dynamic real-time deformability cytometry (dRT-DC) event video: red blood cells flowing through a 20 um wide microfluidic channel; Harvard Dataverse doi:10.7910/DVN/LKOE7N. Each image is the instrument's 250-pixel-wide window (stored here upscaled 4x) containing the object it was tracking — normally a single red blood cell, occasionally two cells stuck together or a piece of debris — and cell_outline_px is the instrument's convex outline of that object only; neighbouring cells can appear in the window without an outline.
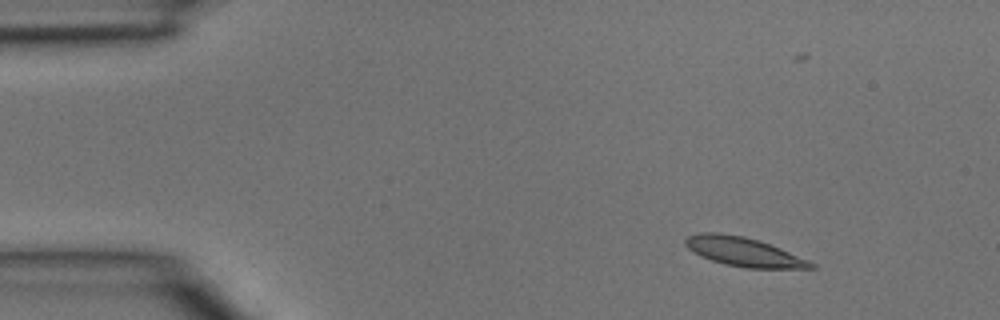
{"species": "common noctule bat (a hibernating species)", "species_latin": "Nyctalus noctula", "temperature_condition": "room temperature", "stored_images_in_passage": 3, "camera_frame_rate_fps": 3000, "um_per_image_px": 0.085, "animal": {"sex": "male", "body_mass_g": 15.6}, "frame": {"image": 1, "passage_image": 1, "time_ms": 0.0, "image_size_px": [1000, 320], "cell_outline_px": [[816, 268], [744, 268], [724, 264], [700, 256], [692, 252], [684, 244], [684, 240], [688, 236], [700, 232], [716, 232], [744, 236], [780, 248], [808, 260], [816, 264]], "centroid_in_image_um": [63.17, 21.4], "position_along_channel_um": 21.8, "area_um2": 21.15}}
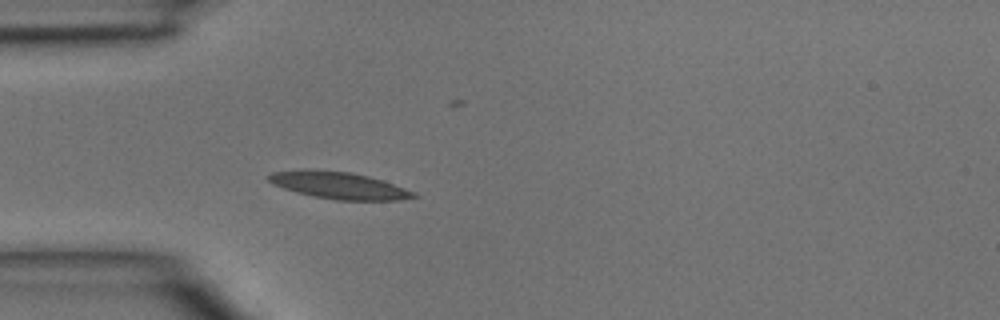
{"frame": {"image": 2, "passage_image": 3, "time_ms": 0.667, "image_size_px": [1000, 320], "cell_outline_px": [[420, 196], [400, 200], [336, 200], [312, 196], [296, 192], [272, 184], [264, 176], [272, 172], [300, 168], [352, 172], [384, 180], [416, 192]], "centroid_in_image_um": [28.78, 15.74], "position_along_channel_um": 56.2, "area_um2": 23.24}}